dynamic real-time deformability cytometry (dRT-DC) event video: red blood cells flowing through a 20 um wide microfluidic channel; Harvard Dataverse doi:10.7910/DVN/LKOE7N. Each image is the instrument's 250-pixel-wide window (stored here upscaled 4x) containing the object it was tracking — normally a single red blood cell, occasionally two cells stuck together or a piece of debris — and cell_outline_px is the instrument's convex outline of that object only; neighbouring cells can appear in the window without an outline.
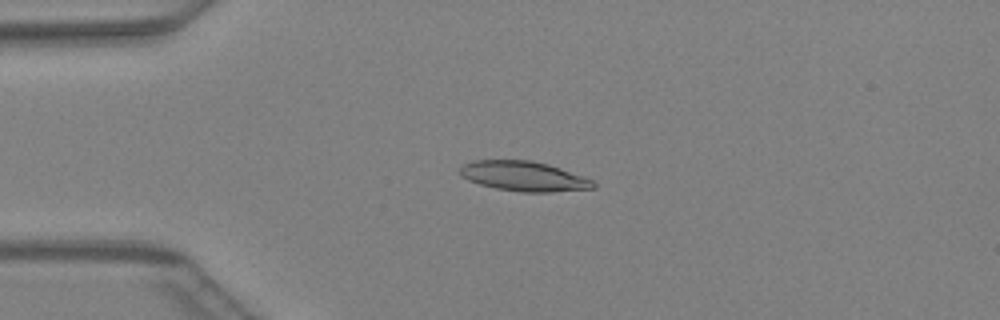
{"species": "Egyptian fruit bat (a non-hibernating species)", "species_latin": "Rousettus aegyptiacus", "temperature_condition": "warm", "stored_images_in_passage": 46, "camera_frame_rate_fps": 3000, "um_per_image_px": 0.085, "animal": {"sex": "female"}, "frame": {"image": 1, "passage_image": 11, "time_ms": 3.333, "image_size_px": [1000, 320], "cell_outline_px": [[596, 188], [552, 192], [520, 192], [496, 188], [480, 184], [468, 180], [460, 176], [460, 168], [464, 164], [472, 160], [532, 160], [548, 164], [560, 168], [592, 180], [596, 184]], "centroid_in_image_um": [44.51, 14.98], "position_along_channel_um": 40.5, "area_um2": 23.18}}
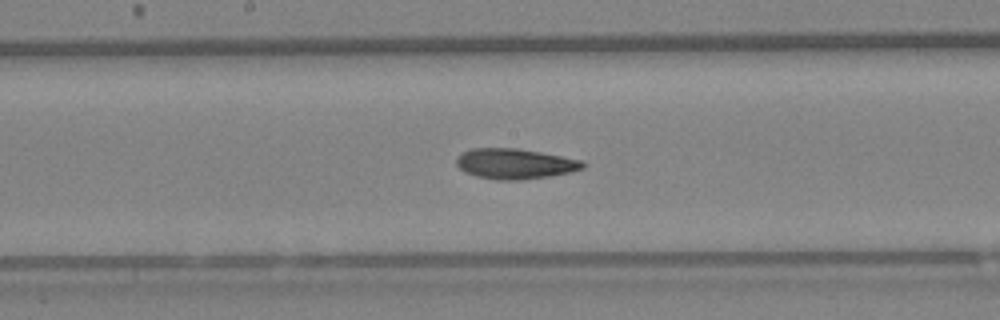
{"frame": {"image": 2, "passage_image": 24, "time_ms": 7.667, "image_size_px": [1000, 320], "cell_outline_px": [[588, 164], [584, 168], [568, 172], [548, 176], [520, 180], [496, 180], [476, 176], [464, 172], [456, 164], [456, 156], [460, 152], [472, 148], [516, 148], [540, 152], [584, 160]], "centroid_in_image_um": [43.75, 13.91], "position_along_channel_um": 204.5, "area_um2": 22.54}}
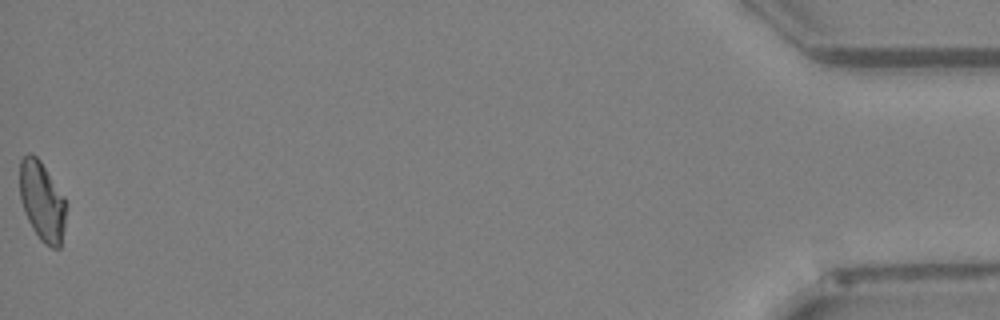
{"frame": {"image": 3, "passage_image": 46, "time_ms": 15.0, "image_size_px": [1000, 320], "cell_outline_px": [[68, 204], [64, 228], [60, 248], [52, 248], [44, 244], [40, 240], [32, 228], [24, 212], [20, 200], [20, 160], [28, 152], [32, 152], [40, 160], [64, 196]], "centroid_in_image_um": [3.59, 17.11], "position_along_channel_um": 431.6, "area_um2": 21.79}}